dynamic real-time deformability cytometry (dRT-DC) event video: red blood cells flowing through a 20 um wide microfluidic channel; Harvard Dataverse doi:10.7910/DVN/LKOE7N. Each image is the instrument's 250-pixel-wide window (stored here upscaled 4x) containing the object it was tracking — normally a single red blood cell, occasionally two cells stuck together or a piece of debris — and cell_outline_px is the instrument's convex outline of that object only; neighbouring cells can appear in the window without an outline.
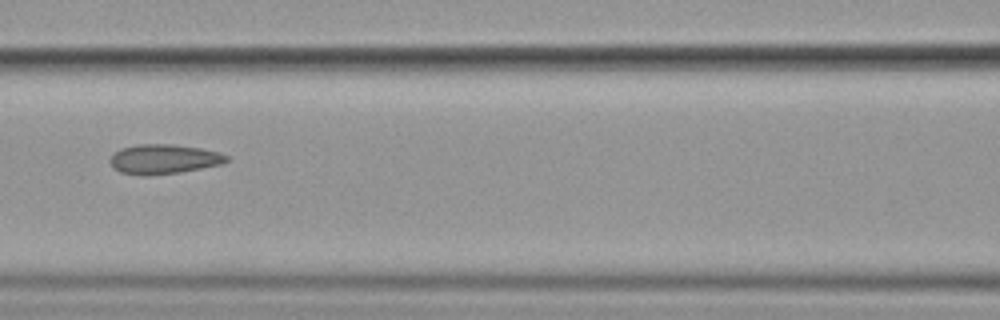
{"species": "common noctule bat (a hibernating species)", "species_latin": "Nyctalus noctula", "temperature_condition": "cold", "stored_images_in_passage": 11, "camera_frame_rate_fps": 3000, "um_per_image_px": 0.085, "animal": {"sex": "female", "body_mass_g": 19.9}, "frame": {"image": 1, "passage_image": 7, "time_ms": 8.0, "image_size_px": [1000, 320], "cell_outline_px": [[228, 160], [220, 164], [180, 172], [144, 176], [120, 172], [112, 168], [108, 160], [120, 148], [136, 144], [172, 144], [200, 148], [220, 152], [228, 156]], "centroid_in_image_um": [13.87, 13.52], "position_along_channel_um": 152.7, "area_um2": 20.11}}
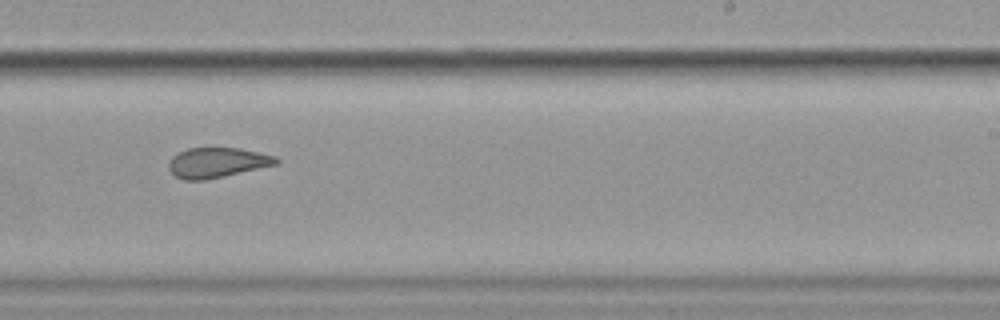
{"frame": {"image": 2, "passage_image": 10, "time_ms": 11.333, "image_size_px": [1000, 320], "cell_outline_px": [[280, 164], [224, 176], [204, 180], [184, 180], [176, 176], [168, 168], [168, 164], [172, 156], [188, 148], [240, 148], [276, 156], [280, 160]], "centroid_in_image_um": [18.49, 13.82], "position_along_channel_um": 270.5, "area_um2": 18.84}}
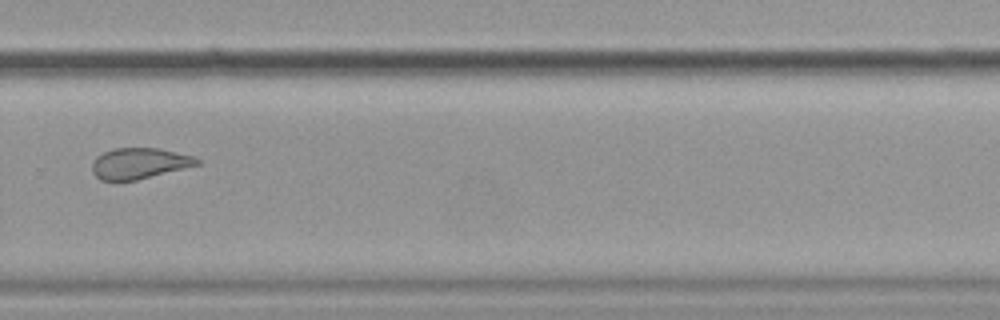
{"frame": {"image": 3, "passage_image": 11, "time_ms": 12.667, "image_size_px": [1000, 320], "cell_outline_px": [[200, 164], [136, 180], [100, 180], [92, 172], [92, 164], [96, 156], [112, 148], [160, 148], [192, 156], [200, 160]], "centroid_in_image_um": [11.81, 13.87], "position_along_channel_um": 318.0, "area_um2": 18.73}}